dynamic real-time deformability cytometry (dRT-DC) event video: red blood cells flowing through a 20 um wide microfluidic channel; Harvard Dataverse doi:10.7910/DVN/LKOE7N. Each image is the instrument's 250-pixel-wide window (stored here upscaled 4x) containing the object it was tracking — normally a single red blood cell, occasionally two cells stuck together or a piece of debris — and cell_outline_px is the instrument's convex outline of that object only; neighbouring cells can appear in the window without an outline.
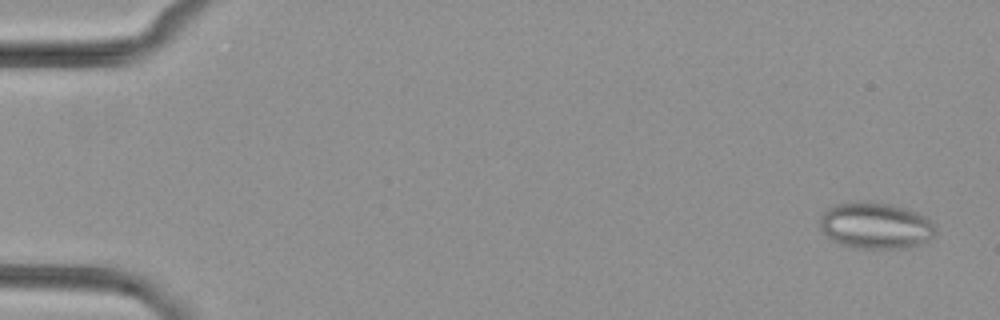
{"species": "common noctule bat (a hibernating species)", "species_latin": "Nyctalus noctula", "temperature_condition": "cold", "stored_images_in_passage": 5, "camera_frame_rate_fps": 3000, "um_per_image_px": 0.085, "animal": {"sex": "female", "body_mass_g": 29.2, "forearm_length_mm": 56.3}, "frame": {"image": 1, "passage_image": 1, "time_ms": 0.0, "image_size_px": [1000, 320], "cell_outline_px": [[936, 232], [928, 240], [920, 244], [908, 248], [856, 248], [840, 244], [832, 240], [820, 228], [820, 216], [828, 208], [836, 204], [860, 200], [868, 200], [888, 204], [904, 208], [928, 216], [936, 224]], "centroid_in_image_um": [74.45, 19.16], "position_along_channel_um": 10.6, "area_um2": 31.62}}